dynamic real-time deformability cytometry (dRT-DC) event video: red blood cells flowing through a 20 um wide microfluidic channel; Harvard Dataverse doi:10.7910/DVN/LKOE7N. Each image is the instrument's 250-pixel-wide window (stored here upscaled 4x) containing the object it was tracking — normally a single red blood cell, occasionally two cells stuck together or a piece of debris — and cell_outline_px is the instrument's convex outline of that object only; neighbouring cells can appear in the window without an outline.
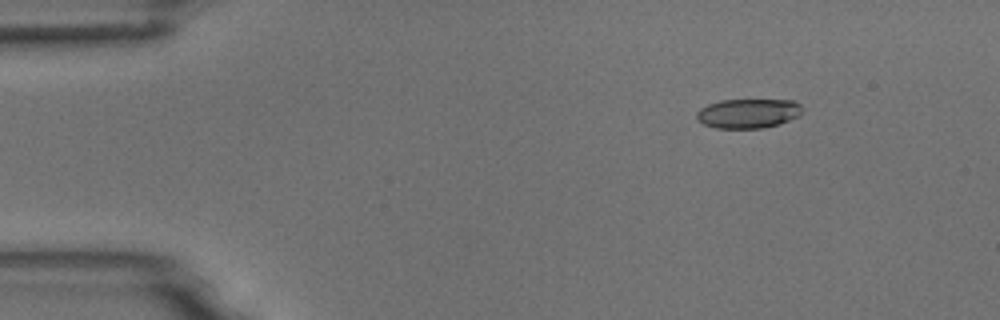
{"species": "common noctule bat (a hibernating species)", "species_latin": "Nyctalus noctula", "temperature_condition": "room temperature", "stored_images_in_passage": 8, "camera_frame_rate_fps": 3000, "um_per_image_px": 0.085, "animal": {"sex": "male", "body_mass_g": 18.8}, "frame": {"image": 1, "passage_image": 1, "time_ms": 0.0, "image_size_px": [1000, 320], "cell_outline_px": [[804, 112], [800, 116], [780, 124], [764, 128], [716, 128], [704, 124], [696, 116], [696, 112], [700, 108], [708, 104], [720, 100], [792, 100], [800, 104], [804, 108]], "centroid_in_image_um": [63.65, 9.64], "position_along_channel_um": 21.3, "area_um2": 18.32}}
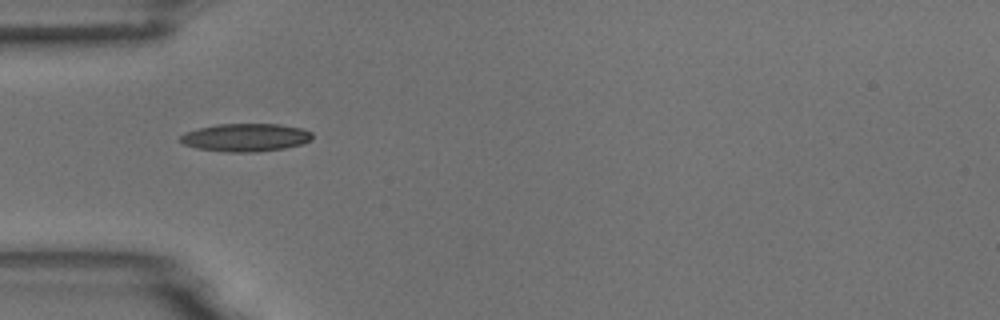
{"frame": {"image": 2, "passage_image": 4, "time_ms": 1.0, "image_size_px": [1000, 320], "cell_outline_px": [[312, 140], [300, 144], [284, 148], [256, 152], [228, 152], [196, 148], [184, 144], [180, 140], [180, 136], [184, 132], [216, 124], [280, 124], [300, 128], [312, 132]], "centroid_in_image_um": [20.87, 11.68], "position_along_channel_um": 64.1, "area_um2": 21.44}}
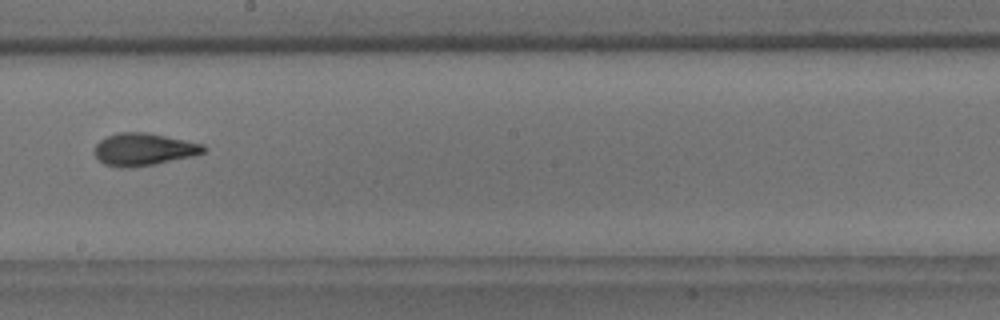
{"frame": {"image": 3, "passage_image": 8, "time_ms": 2.333, "image_size_px": [1000, 320], "cell_outline_px": [[208, 148], [204, 152], [192, 156], [156, 164], [128, 168], [120, 168], [104, 164], [92, 152], [96, 144], [100, 140], [116, 132], [148, 132], [204, 144]], "centroid_in_image_um": [12.2, 12.69], "position_along_channel_um": 236.0, "area_um2": 20.81}}